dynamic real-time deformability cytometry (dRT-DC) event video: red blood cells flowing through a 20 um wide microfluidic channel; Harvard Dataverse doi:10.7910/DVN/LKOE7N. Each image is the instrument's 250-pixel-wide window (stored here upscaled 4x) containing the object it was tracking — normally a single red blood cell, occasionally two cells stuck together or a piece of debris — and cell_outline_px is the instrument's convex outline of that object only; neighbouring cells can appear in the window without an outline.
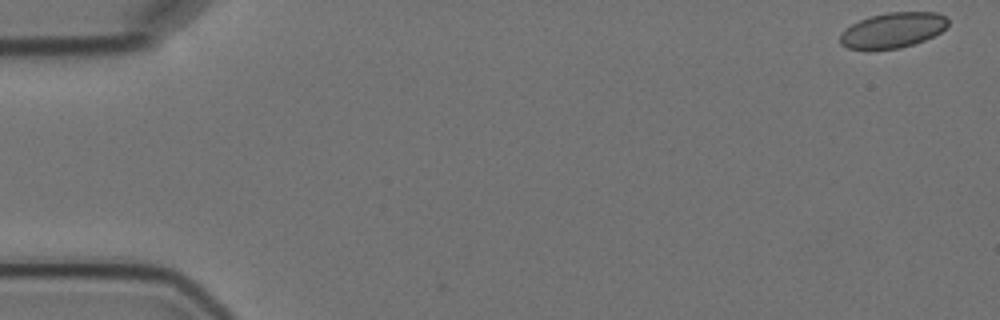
{"species": "Egyptian fruit bat (a non-hibernating species)", "species_latin": "Rousettus aegyptiacus", "temperature_condition": "cold", "stored_images_in_passage": 4, "camera_frame_rate_fps": 3000, "um_per_image_px": 0.085, "animal": {"sex": "female"}, "frame": {"image": 1, "passage_image": 1, "time_ms": 0.0, "image_size_px": [1000, 320], "cell_outline_px": [[948, 24], [940, 32], [924, 40], [900, 48], [868, 52], [848, 48], [840, 44], [840, 32], [844, 28], [860, 20], [872, 16], [888, 12], [936, 12], [944, 16], [948, 20]], "centroid_in_image_um": [75.81, 2.6], "position_along_channel_um": 9.2, "area_um2": 22.54}}
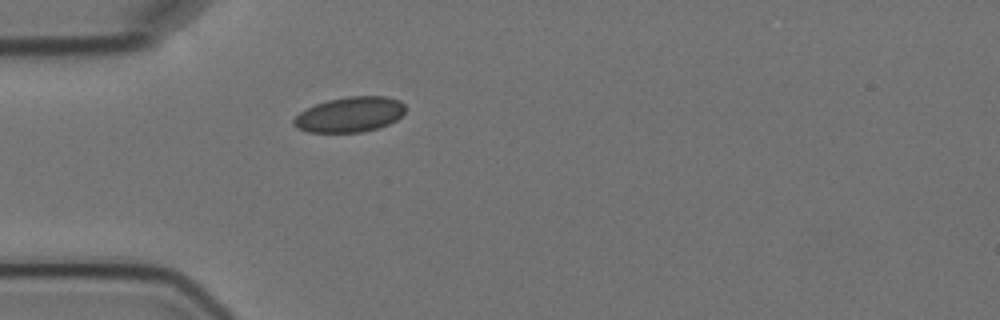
{"frame": {"image": 2, "passage_image": 4, "time_ms": 5.0, "image_size_px": [1000, 320], "cell_outline_px": [[404, 112], [396, 120], [388, 124], [376, 128], [360, 132], [308, 132], [296, 128], [292, 124], [292, 120], [300, 112], [316, 104], [328, 100], [348, 96], [384, 96], [400, 100], [404, 104]], "centroid_in_image_um": [29.71, 9.73], "position_along_channel_um": 55.3, "area_um2": 22.77}}